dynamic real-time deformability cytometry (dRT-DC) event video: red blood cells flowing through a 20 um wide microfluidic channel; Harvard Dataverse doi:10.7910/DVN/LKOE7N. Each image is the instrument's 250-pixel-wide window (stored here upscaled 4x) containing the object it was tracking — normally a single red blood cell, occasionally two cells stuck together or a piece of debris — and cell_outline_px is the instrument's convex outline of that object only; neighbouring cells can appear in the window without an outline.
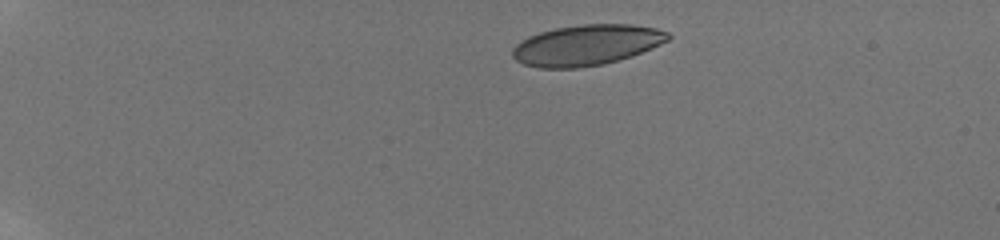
{"species": "human", "species_latin": "Homo sapiens", "temperature_condition": "room temperature", "stored_images_in_passage": 50, "camera_frame_rate_fps": 3000, "um_per_image_px": 0.085, "donor": {"sex": "male"}, "frame": {"image": 1, "passage_image": 1, "time_ms": 0.0, "image_size_px": [1000, 240], "cell_outline_px": [[672, 36], [668, 40], [652, 48], [632, 56], [604, 64], [576, 68], [540, 68], [524, 64], [516, 60], [512, 56], [512, 48], [520, 40], [528, 36], [540, 32], [556, 28], [580, 24], [632, 24], [656, 28], [668, 32]], "centroid_in_image_um": [49.85, 3.83], "position_along_channel_um": 35.1, "area_um2": 36.99}}
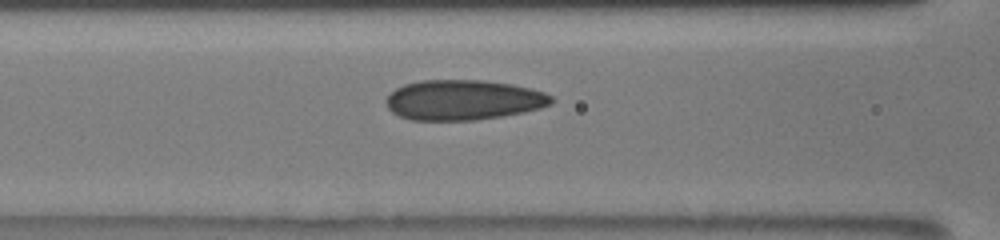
{"frame": {"image": 2, "passage_image": 22, "time_ms": 5.0, "image_size_px": [1000, 240], "cell_outline_px": [[552, 104], [540, 108], [524, 112], [476, 120], [412, 120], [400, 116], [392, 112], [388, 108], [384, 100], [396, 88], [404, 84], [420, 80], [484, 80], [512, 84], [544, 92], [552, 96]], "centroid_in_image_um": [39.36, 8.49], "position_along_channel_um": 127.2, "area_um2": 38.67}}
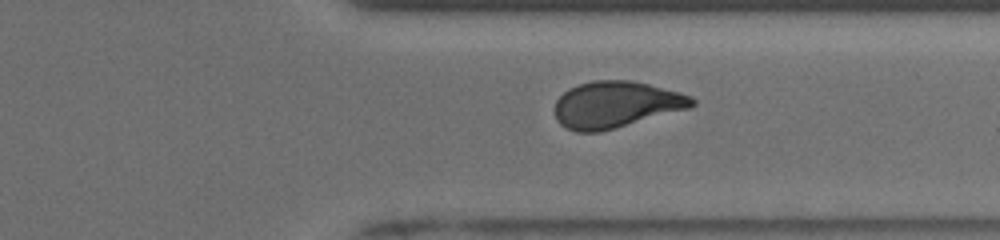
{"frame": {"image": 3, "passage_image": 44, "time_ms": 11.0, "image_size_px": [1000, 240], "cell_outline_px": [[696, 104], [688, 108], [600, 132], [576, 132], [560, 124], [556, 120], [556, 100], [568, 88], [592, 80], [628, 80], [648, 84], [680, 92], [692, 96], [696, 100]], "centroid_in_image_um": [52.35, 8.88], "position_along_channel_um": 359.1, "area_um2": 36.93}, "authors_computed_cell_mechanics": {"area_um2": 38.1191, "velocity_mm_per_s": 3.8591, "shape_relaxation_time_tau1_ms": 7.7125, "shape_relaxation_time_tau2_ms": 1.5583, "deformation_change_tau1": 0.1961, "deformation_change_tau2": 0.0757}}